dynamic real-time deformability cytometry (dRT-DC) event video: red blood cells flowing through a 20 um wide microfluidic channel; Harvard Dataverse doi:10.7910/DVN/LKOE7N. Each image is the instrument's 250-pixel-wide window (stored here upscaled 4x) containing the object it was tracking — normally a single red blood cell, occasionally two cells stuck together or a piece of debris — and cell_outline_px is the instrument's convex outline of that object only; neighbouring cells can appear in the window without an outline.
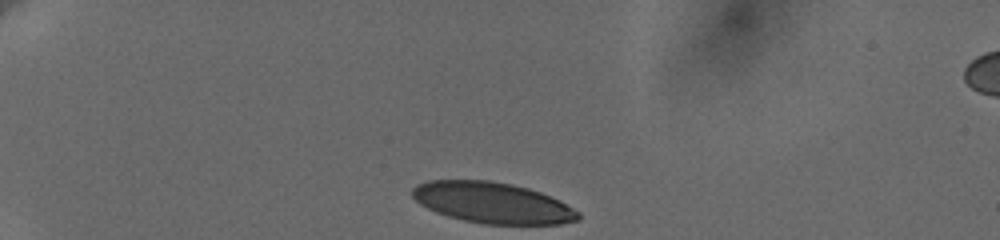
{"species": "human", "species_latin": "Homo sapiens", "temperature_condition": "cold", "stored_images_in_passage": 37, "camera_frame_rate_fps": 3000, "um_per_image_px": 0.085, "donor": {"sex": "female"}, "frame": {"image": 1, "passage_image": 1, "time_ms": 0.0, "image_size_px": [1000, 240], "cell_outline_px": [[580, 220], [560, 224], [484, 224], [464, 220], [448, 216], [436, 212], [420, 204], [412, 196], [412, 188], [416, 184], [428, 180], [488, 180], [512, 184], [528, 188], [540, 192], [580, 212]], "centroid_in_image_um": [41.83, 17.23], "position_along_channel_um": 43.2, "area_um2": 39.42}}
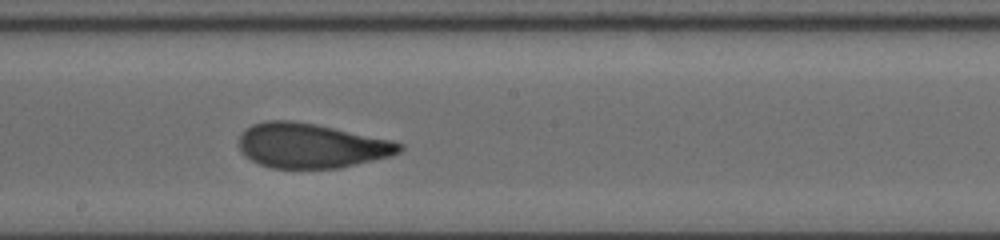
{"frame": {"image": 2, "passage_image": 21, "time_ms": 6.667, "image_size_px": [1000, 240], "cell_outline_px": [[404, 148], [400, 152], [392, 156], [340, 168], [272, 168], [260, 164], [244, 156], [240, 148], [240, 136], [244, 128], [252, 124], [264, 120], [292, 120], [316, 124], [392, 140], [404, 144]], "centroid_in_image_um": [26.46, 12.37], "position_along_channel_um": 221.7, "area_um2": 42.02}}
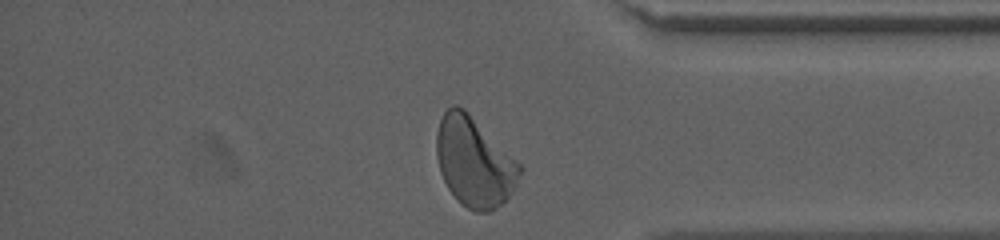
{"frame": {"image": 3, "passage_image": 36, "time_ms": 11.667, "image_size_px": [1000, 240], "cell_outline_px": [[524, 168], [516, 184], [508, 196], [496, 208], [488, 212], [476, 212], [460, 204], [456, 200], [448, 188], [440, 172], [436, 156], [436, 132], [440, 120], [444, 112], [452, 104], [456, 104], [464, 108]], "centroid_in_image_um": [40.28, 13.76], "position_along_channel_um": 394.9, "area_um2": 43.23}, "authors_computed_cell_mechanics": {"area_um2": 42.0206, "velocity_mm_per_s": 3.6191, "shape_relaxation_time_tau1_ms": 5.3677, "shape_relaxation_time_tau2_ms": 0.993, "deformation_change_tau1": 0.1918, "deformation_change_tau2": 0.084}}